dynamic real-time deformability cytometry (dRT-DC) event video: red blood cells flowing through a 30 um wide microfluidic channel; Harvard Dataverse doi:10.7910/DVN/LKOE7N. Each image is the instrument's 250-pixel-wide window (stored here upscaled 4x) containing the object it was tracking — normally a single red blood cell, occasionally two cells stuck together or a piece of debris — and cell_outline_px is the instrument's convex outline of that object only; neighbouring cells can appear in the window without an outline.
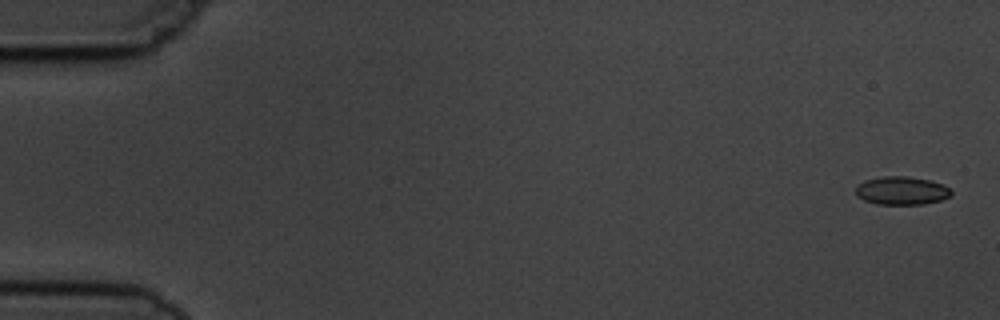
{"species": "common noctule bat (a hibernating species)", "species_latin": "Nyctalus noctula", "temperature_condition": "cold", "stored_images_in_passage": 6, "camera_frame_rate_fps": 3000, "um_per_image_px": 0.085, "animal": {"sex": "male", "body_mass_g": 19.5, "forearm_length_mm": 54.6}, "frame": {"image": 1, "passage_image": 1, "time_ms": 0.0, "image_size_px": [1000, 320], "cell_outline_px": [[952, 196], [940, 200], [924, 204], [876, 204], [864, 200], [856, 196], [856, 184], [864, 180], [884, 176], [908, 176], [928, 180], [940, 184], [948, 188], [952, 192]], "centroid_in_image_um": [76.59, 16.2], "position_along_channel_um": 8.4, "area_um2": 15.72}}